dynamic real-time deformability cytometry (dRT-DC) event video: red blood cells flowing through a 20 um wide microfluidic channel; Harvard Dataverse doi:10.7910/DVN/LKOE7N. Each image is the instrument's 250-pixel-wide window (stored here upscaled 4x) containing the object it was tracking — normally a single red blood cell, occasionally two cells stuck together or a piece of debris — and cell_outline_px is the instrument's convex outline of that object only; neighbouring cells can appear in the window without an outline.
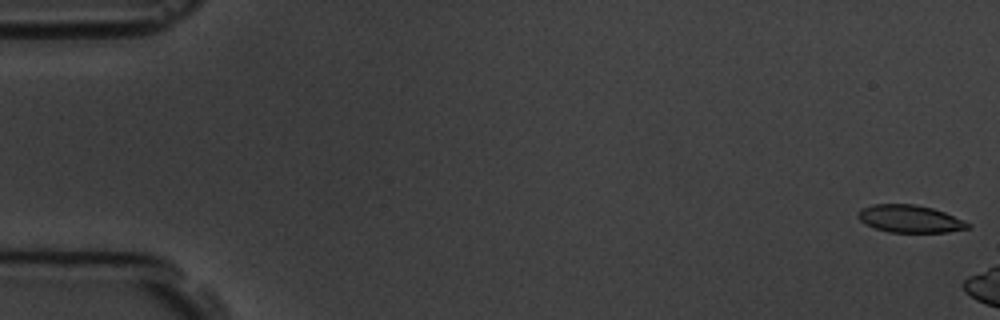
{"species": "common noctule bat (a hibernating species)", "species_latin": "Nyctalus noctula", "temperature_condition": "room temperature", "stored_images_in_passage": 6, "camera_frame_rate_fps": 3000, "um_per_image_px": 0.085, "animal": {"sex": "male", "body_mass_g": 19.5, "forearm_length_mm": 54.6}, "frame": {"image": 1, "passage_image": 1, "time_ms": 0.0, "image_size_px": [1000, 320], "cell_outline_px": [[972, 228], [948, 232], [888, 232], [876, 228], [860, 220], [856, 216], [860, 208], [872, 204], [916, 204], [932, 208], [944, 212], [972, 224]], "centroid_in_image_um": [77.36, 18.59], "position_along_channel_um": 7.6, "area_um2": 17.63}}